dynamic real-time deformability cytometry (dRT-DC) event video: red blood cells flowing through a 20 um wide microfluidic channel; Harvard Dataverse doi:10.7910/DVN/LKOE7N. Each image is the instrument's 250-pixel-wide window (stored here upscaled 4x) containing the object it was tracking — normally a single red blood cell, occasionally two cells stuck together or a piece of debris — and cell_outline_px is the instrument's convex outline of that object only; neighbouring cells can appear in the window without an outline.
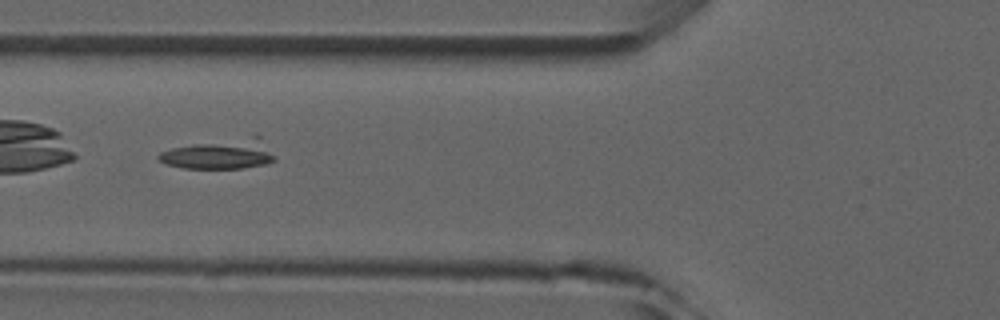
{"species": "common noctule bat (a hibernating species)", "species_latin": "Nyctalus noctula", "temperature_condition": "room temperature", "stored_images_in_passage": 5, "camera_frame_rate_fps": 3000, "um_per_image_px": 0.085, "animal": {"sex": "male", "forearm_length_mm": 52.5}, "frame": {"image": 1, "passage_image": 5, "time_ms": 5.333, "image_size_px": [1000, 320], "cell_outline_px": [[276, 160], [264, 164], [244, 168], [184, 168], [164, 164], [156, 156], [160, 152], [172, 148], [192, 144], [256, 132], [260, 136], [276, 156]], "centroid_in_image_um": [18.77, 13.04], "position_along_channel_um": 107.0, "area_um2": 20.98}}